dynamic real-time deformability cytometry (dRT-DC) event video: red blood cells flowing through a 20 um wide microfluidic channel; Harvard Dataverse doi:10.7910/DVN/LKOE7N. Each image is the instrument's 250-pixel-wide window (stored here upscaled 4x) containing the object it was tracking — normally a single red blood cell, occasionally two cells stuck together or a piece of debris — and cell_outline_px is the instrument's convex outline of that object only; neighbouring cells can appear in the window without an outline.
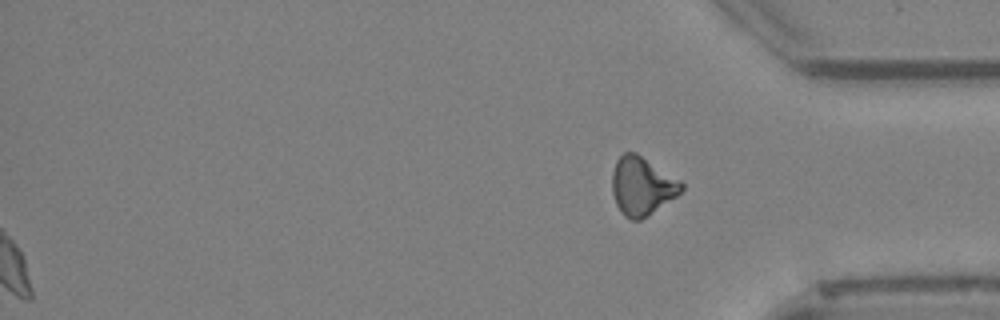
{"species": "Egyptian fruit bat (a non-hibernating species)", "species_latin": "Rousettus aegyptiacus", "temperature_condition": "cold", "stored_images_in_passage": 49, "segment_of_instrument_passage": [2, 2], "camera_frame_rate_fps": 3000, "um_per_image_px": 0.085, "animal": {"sex": "female"}, "frame": {"image": 1, "passage_image": 49, "time_ms": 16.0, "image_size_px": [1000, 320], "cell_outline_px": [[684, 188], [676, 196], [640, 220], [632, 220], [624, 216], [620, 212], [616, 204], [612, 192], [612, 172], [616, 160], [624, 152], [636, 152], [680, 180], [684, 184]], "centroid_in_image_um": [54.54, 15.8], "position_along_channel_um": 380.7, "area_um2": 23.41}}